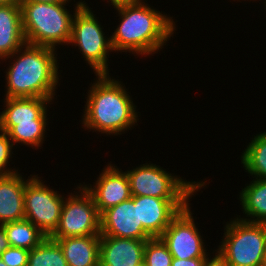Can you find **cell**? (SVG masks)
<instances>
[{
    "label": "cell",
    "mask_w": 266,
    "mask_h": 266,
    "mask_svg": "<svg viewBox=\"0 0 266 266\" xmlns=\"http://www.w3.org/2000/svg\"><path fill=\"white\" fill-rule=\"evenodd\" d=\"M146 0L129 6L114 9L118 15L117 26L111 34V46L116 54L130 53L146 57L160 53L177 31L173 17L159 11ZM151 6V7H150ZM136 54V55H135Z\"/></svg>",
    "instance_id": "cell-1"
},
{
    "label": "cell",
    "mask_w": 266,
    "mask_h": 266,
    "mask_svg": "<svg viewBox=\"0 0 266 266\" xmlns=\"http://www.w3.org/2000/svg\"><path fill=\"white\" fill-rule=\"evenodd\" d=\"M95 76L85 95L82 119L79 120L82 128L100 136H120L134 129L141 114L123 81L111 74Z\"/></svg>",
    "instance_id": "cell-2"
},
{
    "label": "cell",
    "mask_w": 266,
    "mask_h": 266,
    "mask_svg": "<svg viewBox=\"0 0 266 266\" xmlns=\"http://www.w3.org/2000/svg\"><path fill=\"white\" fill-rule=\"evenodd\" d=\"M57 53L56 49L50 47L26 43L2 59L0 64L9 60L5 70L4 97H41L49 98L52 102L57 100L56 89L62 79Z\"/></svg>",
    "instance_id": "cell-3"
},
{
    "label": "cell",
    "mask_w": 266,
    "mask_h": 266,
    "mask_svg": "<svg viewBox=\"0 0 266 266\" xmlns=\"http://www.w3.org/2000/svg\"><path fill=\"white\" fill-rule=\"evenodd\" d=\"M84 3L85 0L77 1L70 11L66 7L70 3L20 2L26 42L56 50L61 45L69 48L73 17Z\"/></svg>",
    "instance_id": "cell-4"
},
{
    "label": "cell",
    "mask_w": 266,
    "mask_h": 266,
    "mask_svg": "<svg viewBox=\"0 0 266 266\" xmlns=\"http://www.w3.org/2000/svg\"><path fill=\"white\" fill-rule=\"evenodd\" d=\"M85 2L74 14L72 21V33L69 46L78 48L81 58L86 61L95 75L109 73L110 61L108 58L114 52L111 46V36L107 34L97 17ZM99 20V21H98ZM104 29V30H103ZM108 35V36H107Z\"/></svg>",
    "instance_id": "cell-5"
},
{
    "label": "cell",
    "mask_w": 266,
    "mask_h": 266,
    "mask_svg": "<svg viewBox=\"0 0 266 266\" xmlns=\"http://www.w3.org/2000/svg\"><path fill=\"white\" fill-rule=\"evenodd\" d=\"M234 217L223 225L222 241L216 250L230 266H262L266 224Z\"/></svg>",
    "instance_id": "cell-6"
},
{
    "label": "cell",
    "mask_w": 266,
    "mask_h": 266,
    "mask_svg": "<svg viewBox=\"0 0 266 266\" xmlns=\"http://www.w3.org/2000/svg\"><path fill=\"white\" fill-rule=\"evenodd\" d=\"M133 169L125 170L132 196H153L157 198H192L202 188H206L207 180L187 181L177 174L170 173L160 165L149 163L138 164Z\"/></svg>",
    "instance_id": "cell-7"
},
{
    "label": "cell",
    "mask_w": 266,
    "mask_h": 266,
    "mask_svg": "<svg viewBox=\"0 0 266 266\" xmlns=\"http://www.w3.org/2000/svg\"><path fill=\"white\" fill-rule=\"evenodd\" d=\"M66 195L60 221L50 238L100 235V214L92 195L82 183Z\"/></svg>",
    "instance_id": "cell-8"
},
{
    "label": "cell",
    "mask_w": 266,
    "mask_h": 266,
    "mask_svg": "<svg viewBox=\"0 0 266 266\" xmlns=\"http://www.w3.org/2000/svg\"><path fill=\"white\" fill-rule=\"evenodd\" d=\"M41 177L32 173L25 183V219L50 237L58 227L65 196L49 187Z\"/></svg>",
    "instance_id": "cell-9"
},
{
    "label": "cell",
    "mask_w": 266,
    "mask_h": 266,
    "mask_svg": "<svg viewBox=\"0 0 266 266\" xmlns=\"http://www.w3.org/2000/svg\"><path fill=\"white\" fill-rule=\"evenodd\" d=\"M191 205L192 203H189L181 210L160 236L173 258H206L211 253L206 249V242L197 226L198 222L195 223L196 216H192L194 213Z\"/></svg>",
    "instance_id": "cell-10"
},
{
    "label": "cell",
    "mask_w": 266,
    "mask_h": 266,
    "mask_svg": "<svg viewBox=\"0 0 266 266\" xmlns=\"http://www.w3.org/2000/svg\"><path fill=\"white\" fill-rule=\"evenodd\" d=\"M94 181L93 185L85 182L82 185L92 195L100 215L132 197L126 172L112 162L106 163Z\"/></svg>",
    "instance_id": "cell-11"
},
{
    "label": "cell",
    "mask_w": 266,
    "mask_h": 266,
    "mask_svg": "<svg viewBox=\"0 0 266 266\" xmlns=\"http://www.w3.org/2000/svg\"><path fill=\"white\" fill-rule=\"evenodd\" d=\"M100 235L137 240L152 238L142 224H138V196H132L100 215Z\"/></svg>",
    "instance_id": "cell-12"
},
{
    "label": "cell",
    "mask_w": 266,
    "mask_h": 266,
    "mask_svg": "<svg viewBox=\"0 0 266 266\" xmlns=\"http://www.w3.org/2000/svg\"><path fill=\"white\" fill-rule=\"evenodd\" d=\"M192 198H157L138 196V224L152 237H160L171 220Z\"/></svg>",
    "instance_id": "cell-13"
},
{
    "label": "cell",
    "mask_w": 266,
    "mask_h": 266,
    "mask_svg": "<svg viewBox=\"0 0 266 266\" xmlns=\"http://www.w3.org/2000/svg\"><path fill=\"white\" fill-rule=\"evenodd\" d=\"M3 111L0 112V130L8 132L19 123L33 120H49L48 106L53 104L49 98L18 97L3 98Z\"/></svg>",
    "instance_id": "cell-14"
},
{
    "label": "cell",
    "mask_w": 266,
    "mask_h": 266,
    "mask_svg": "<svg viewBox=\"0 0 266 266\" xmlns=\"http://www.w3.org/2000/svg\"><path fill=\"white\" fill-rule=\"evenodd\" d=\"M147 240L100 235L99 266H135L144 261Z\"/></svg>",
    "instance_id": "cell-15"
},
{
    "label": "cell",
    "mask_w": 266,
    "mask_h": 266,
    "mask_svg": "<svg viewBox=\"0 0 266 266\" xmlns=\"http://www.w3.org/2000/svg\"><path fill=\"white\" fill-rule=\"evenodd\" d=\"M21 170L0 177V225L25 219L24 192L25 178Z\"/></svg>",
    "instance_id": "cell-16"
},
{
    "label": "cell",
    "mask_w": 266,
    "mask_h": 266,
    "mask_svg": "<svg viewBox=\"0 0 266 266\" xmlns=\"http://www.w3.org/2000/svg\"><path fill=\"white\" fill-rule=\"evenodd\" d=\"M26 43L20 4L0 5V61Z\"/></svg>",
    "instance_id": "cell-17"
},
{
    "label": "cell",
    "mask_w": 266,
    "mask_h": 266,
    "mask_svg": "<svg viewBox=\"0 0 266 266\" xmlns=\"http://www.w3.org/2000/svg\"><path fill=\"white\" fill-rule=\"evenodd\" d=\"M51 239L59 244L68 266H99L100 235Z\"/></svg>",
    "instance_id": "cell-18"
},
{
    "label": "cell",
    "mask_w": 266,
    "mask_h": 266,
    "mask_svg": "<svg viewBox=\"0 0 266 266\" xmlns=\"http://www.w3.org/2000/svg\"><path fill=\"white\" fill-rule=\"evenodd\" d=\"M249 182L241 188L238 198L244 215L236 216L249 222L266 224V179L253 178Z\"/></svg>",
    "instance_id": "cell-19"
},
{
    "label": "cell",
    "mask_w": 266,
    "mask_h": 266,
    "mask_svg": "<svg viewBox=\"0 0 266 266\" xmlns=\"http://www.w3.org/2000/svg\"><path fill=\"white\" fill-rule=\"evenodd\" d=\"M254 136V137H253ZM240 156L241 164L249 178L266 179V132L252 135Z\"/></svg>",
    "instance_id": "cell-20"
},
{
    "label": "cell",
    "mask_w": 266,
    "mask_h": 266,
    "mask_svg": "<svg viewBox=\"0 0 266 266\" xmlns=\"http://www.w3.org/2000/svg\"><path fill=\"white\" fill-rule=\"evenodd\" d=\"M2 226L5 228L10 246L28 251L39 245L47 237L27 219L5 223Z\"/></svg>",
    "instance_id": "cell-21"
},
{
    "label": "cell",
    "mask_w": 266,
    "mask_h": 266,
    "mask_svg": "<svg viewBox=\"0 0 266 266\" xmlns=\"http://www.w3.org/2000/svg\"><path fill=\"white\" fill-rule=\"evenodd\" d=\"M50 120H33V122L14 125L7 133L14 147L25 145L34 150L41 149L45 140L46 131H49ZM47 127V128H46ZM40 147V148H39Z\"/></svg>",
    "instance_id": "cell-22"
},
{
    "label": "cell",
    "mask_w": 266,
    "mask_h": 266,
    "mask_svg": "<svg viewBox=\"0 0 266 266\" xmlns=\"http://www.w3.org/2000/svg\"><path fill=\"white\" fill-rule=\"evenodd\" d=\"M28 266H68V264L59 244L50 237H46L30 250Z\"/></svg>",
    "instance_id": "cell-23"
},
{
    "label": "cell",
    "mask_w": 266,
    "mask_h": 266,
    "mask_svg": "<svg viewBox=\"0 0 266 266\" xmlns=\"http://www.w3.org/2000/svg\"><path fill=\"white\" fill-rule=\"evenodd\" d=\"M172 260L173 256L160 237L150 238L146 241L144 249L146 266H171Z\"/></svg>",
    "instance_id": "cell-24"
},
{
    "label": "cell",
    "mask_w": 266,
    "mask_h": 266,
    "mask_svg": "<svg viewBox=\"0 0 266 266\" xmlns=\"http://www.w3.org/2000/svg\"><path fill=\"white\" fill-rule=\"evenodd\" d=\"M14 149H17V147H14L8 133L0 130V177L8 176L19 170L18 167L16 169L15 165L14 168H9V163L13 161V155H16L13 153Z\"/></svg>",
    "instance_id": "cell-25"
},
{
    "label": "cell",
    "mask_w": 266,
    "mask_h": 266,
    "mask_svg": "<svg viewBox=\"0 0 266 266\" xmlns=\"http://www.w3.org/2000/svg\"><path fill=\"white\" fill-rule=\"evenodd\" d=\"M28 250L10 246L1 255L7 266H28Z\"/></svg>",
    "instance_id": "cell-26"
},
{
    "label": "cell",
    "mask_w": 266,
    "mask_h": 266,
    "mask_svg": "<svg viewBox=\"0 0 266 266\" xmlns=\"http://www.w3.org/2000/svg\"><path fill=\"white\" fill-rule=\"evenodd\" d=\"M205 266H230V265L228 264L226 259L215 249L206 257Z\"/></svg>",
    "instance_id": "cell-27"
},
{
    "label": "cell",
    "mask_w": 266,
    "mask_h": 266,
    "mask_svg": "<svg viewBox=\"0 0 266 266\" xmlns=\"http://www.w3.org/2000/svg\"><path fill=\"white\" fill-rule=\"evenodd\" d=\"M205 260L206 258H173L171 266H205Z\"/></svg>",
    "instance_id": "cell-28"
},
{
    "label": "cell",
    "mask_w": 266,
    "mask_h": 266,
    "mask_svg": "<svg viewBox=\"0 0 266 266\" xmlns=\"http://www.w3.org/2000/svg\"><path fill=\"white\" fill-rule=\"evenodd\" d=\"M103 2L105 0H102ZM143 0H106L105 2H107V4L109 3L108 6H113L112 9H116V8H120L123 6H129V5H135L138 4L140 2H142Z\"/></svg>",
    "instance_id": "cell-29"
},
{
    "label": "cell",
    "mask_w": 266,
    "mask_h": 266,
    "mask_svg": "<svg viewBox=\"0 0 266 266\" xmlns=\"http://www.w3.org/2000/svg\"><path fill=\"white\" fill-rule=\"evenodd\" d=\"M10 247L5 228L0 225V255Z\"/></svg>",
    "instance_id": "cell-30"
},
{
    "label": "cell",
    "mask_w": 266,
    "mask_h": 266,
    "mask_svg": "<svg viewBox=\"0 0 266 266\" xmlns=\"http://www.w3.org/2000/svg\"><path fill=\"white\" fill-rule=\"evenodd\" d=\"M72 0H20V2H40V3H71Z\"/></svg>",
    "instance_id": "cell-31"
},
{
    "label": "cell",
    "mask_w": 266,
    "mask_h": 266,
    "mask_svg": "<svg viewBox=\"0 0 266 266\" xmlns=\"http://www.w3.org/2000/svg\"><path fill=\"white\" fill-rule=\"evenodd\" d=\"M20 4V0H0V5Z\"/></svg>",
    "instance_id": "cell-32"
},
{
    "label": "cell",
    "mask_w": 266,
    "mask_h": 266,
    "mask_svg": "<svg viewBox=\"0 0 266 266\" xmlns=\"http://www.w3.org/2000/svg\"><path fill=\"white\" fill-rule=\"evenodd\" d=\"M262 266H266V244H265V248H264V255H263V264Z\"/></svg>",
    "instance_id": "cell-33"
},
{
    "label": "cell",
    "mask_w": 266,
    "mask_h": 266,
    "mask_svg": "<svg viewBox=\"0 0 266 266\" xmlns=\"http://www.w3.org/2000/svg\"><path fill=\"white\" fill-rule=\"evenodd\" d=\"M0 266H7V265L4 263V261L1 259V257H0Z\"/></svg>",
    "instance_id": "cell-34"
},
{
    "label": "cell",
    "mask_w": 266,
    "mask_h": 266,
    "mask_svg": "<svg viewBox=\"0 0 266 266\" xmlns=\"http://www.w3.org/2000/svg\"><path fill=\"white\" fill-rule=\"evenodd\" d=\"M135 266H146V264H145V262L143 261V262H141L140 264L135 265Z\"/></svg>",
    "instance_id": "cell-35"
},
{
    "label": "cell",
    "mask_w": 266,
    "mask_h": 266,
    "mask_svg": "<svg viewBox=\"0 0 266 266\" xmlns=\"http://www.w3.org/2000/svg\"><path fill=\"white\" fill-rule=\"evenodd\" d=\"M233 1H234V2H235V1L241 2V1H243V0H241V1H240V0H233ZM244 1H246V0H244ZM247 1H249V0H247ZM251 1H252V3L255 2V0H250V2H251Z\"/></svg>",
    "instance_id": "cell-36"
},
{
    "label": "cell",
    "mask_w": 266,
    "mask_h": 266,
    "mask_svg": "<svg viewBox=\"0 0 266 266\" xmlns=\"http://www.w3.org/2000/svg\"><path fill=\"white\" fill-rule=\"evenodd\" d=\"M263 5L262 6H265L264 9H266V0L263 1ZM266 17V16H265Z\"/></svg>",
    "instance_id": "cell-37"
}]
</instances>
